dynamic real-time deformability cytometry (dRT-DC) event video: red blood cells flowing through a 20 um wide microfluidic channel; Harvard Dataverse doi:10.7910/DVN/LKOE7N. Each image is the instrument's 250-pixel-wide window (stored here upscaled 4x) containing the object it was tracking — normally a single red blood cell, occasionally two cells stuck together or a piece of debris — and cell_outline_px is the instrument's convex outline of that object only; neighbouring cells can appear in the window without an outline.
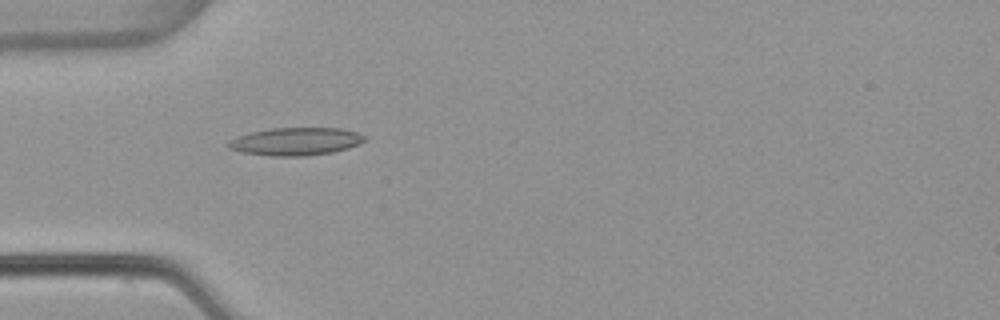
{"species": "common noctule bat (a hibernating species)", "species_latin": "Nyctalus noctula", "temperature_condition": "warm", "stored_images_in_passage": 5, "camera_frame_rate_fps": 3000, "um_per_image_px": 0.085, "animal": {"sex": "female", "body_mass_g": 22.7, "forearm_length_mm": 54.2}, "frame": {"image": 1, "passage_image": 5, "time_ms": 1.333, "image_size_px": [1000, 320], "cell_outline_px": [[364, 140], [348, 148], [332, 152], [304, 156], [272, 156], [240, 152], [228, 148], [228, 140], [236, 136], [252, 132], [272, 128], [340, 128], [356, 132], [364, 136]], "centroid_in_image_um": [25.07, 12.02], "position_along_channel_um": 59.9, "area_um2": 21.91}}